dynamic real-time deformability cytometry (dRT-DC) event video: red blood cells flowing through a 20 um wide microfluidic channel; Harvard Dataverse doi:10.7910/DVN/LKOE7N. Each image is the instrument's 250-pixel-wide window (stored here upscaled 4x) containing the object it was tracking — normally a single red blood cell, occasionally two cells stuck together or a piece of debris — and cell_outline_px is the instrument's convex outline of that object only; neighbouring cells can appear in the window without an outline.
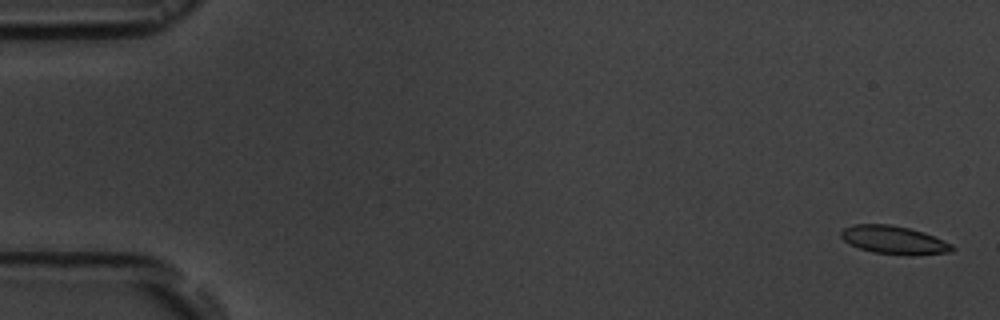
{"species": "common noctule bat (a hibernating species)", "species_latin": "Nyctalus noctula", "temperature_condition": "room temperature", "stored_images_in_passage": 6, "camera_frame_rate_fps": 3000, "um_per_image_px": 0.085, "animal": {"sex": "male", "body_mass_g": 19.5, "forearm_length_mm": 54.6}, "frame": {"image": 1, "passage_image": 1, "time_ms": 0.0, "image_size_px": [1000, 320], "cell_outline_px": [[956, 248], [952, 252], [912, 256], [908, 256], [872, 252], [848, 244], [840, 236], [840, 232], [844, 228], [852, 224], [892, 224], [924, 232], [944, 240], [952, 244]], "centroid_in_image_um": [76.01, 20.41], "position_along_channel_um": 9.0, "area_um2": 18.61}}
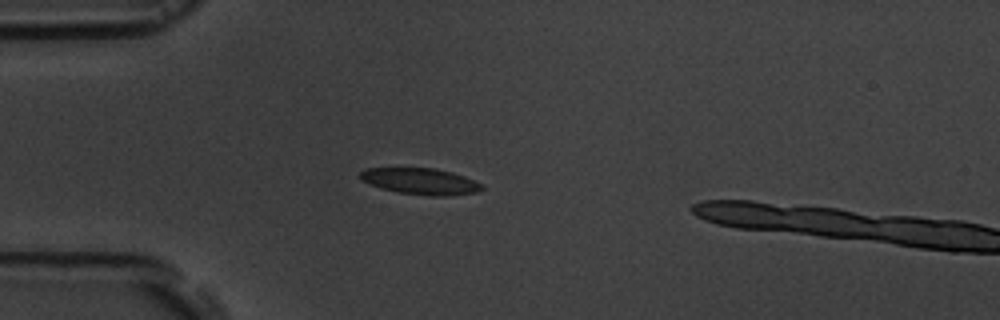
{"frame": {"image": 2, "passage_image": 5, "time_ms": 4.667, "image_size_px": [1000, 320], "cell_outline_px": [[484, 188], [476, 192], [448, 196], [428, 196], [396, 192], [380, 188], [360, 180], [360, 172], [364, 168], [432, 168], [452, 172], [464, 176], [480, 184]], "centroid_in_image_um": [35.69, 15.41], "position_along_channel_um": 49.3, "area_um2": 18.67}}